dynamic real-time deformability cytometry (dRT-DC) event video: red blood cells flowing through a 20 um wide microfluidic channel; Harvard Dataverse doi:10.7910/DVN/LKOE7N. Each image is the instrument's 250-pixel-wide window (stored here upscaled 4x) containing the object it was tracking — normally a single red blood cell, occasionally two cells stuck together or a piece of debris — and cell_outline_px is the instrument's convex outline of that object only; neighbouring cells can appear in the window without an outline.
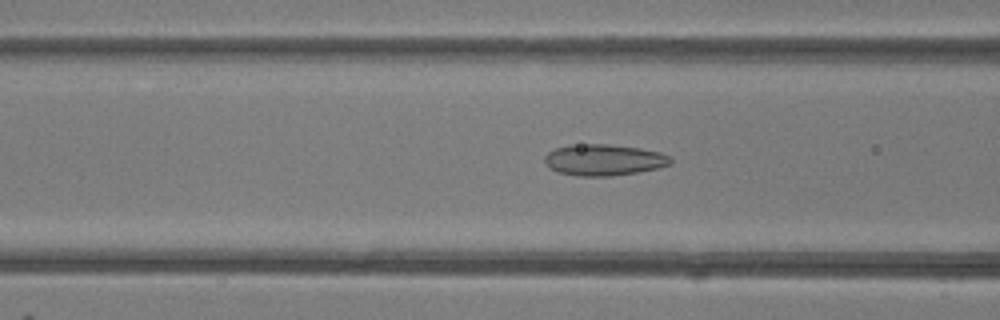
{"species": "common noctule bat (a hibernating species)", "species_latin": "Nyctalus noctula", "temperature_condition": "room temperature", "stored_images_in_passage": 48, "camera_frame_rate_fps": 3000, "um_per_image_px": 0.085, "animal": {"sex": "female"}, "frame": {"image": 1, "passage_image": 18, "time_ms": 5.667, "image_size_px": [1000, 320], "cell_outline_px": [[672, 164], [660, 168], [612, 176], [576, 176], [560, 172], [548, 168], [544, 164], [544, 156], [548, 152], [556, 148], [568, 144], [608, 144], [640, 148], [660, 152], [672, 156]], "centroid_in_image_um": [51.33, 13.59], "position_along_channel_um": 115.3, "area_um2": 23.29}}
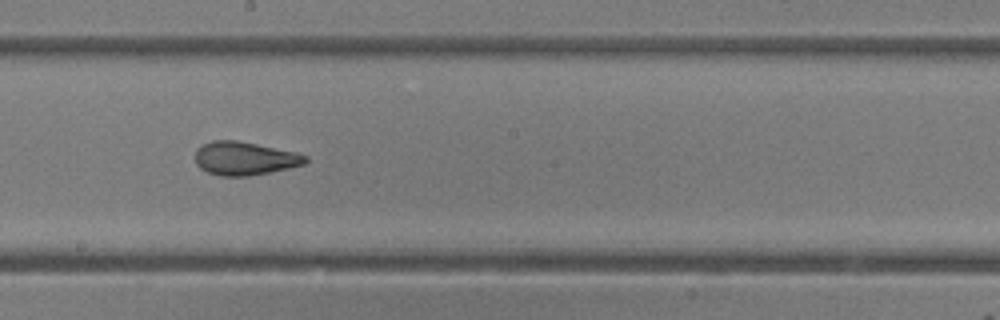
{"frame": {"image": 2, "passage_image": 26, "time_ms": 8.333, "image_size_px": [1000, 320], "cell_outline_px": [[308, 160], [304, 164], [288, 168], [248, 176], [220, 176], [208, 172], [200, 168], [196, 164], [196, 148], [200, 144], [212, 140], [236, 140], [296, 152], [308, 156]], "centroid_in_image_um": [20.76, 13.45], "position_along_channel_um": 227.4, "area_um2": 21.44}}
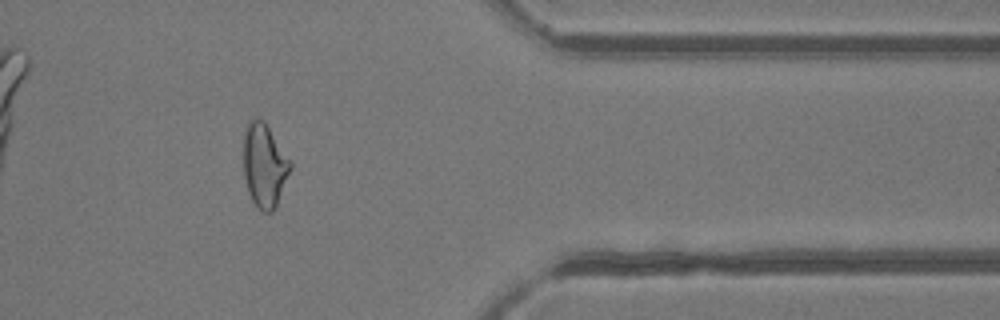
{"frame": {"image": 3, "passage_image": 39, "time_ms": 12.667, "image_size_px": [1000, 320], "cell_outline_px": [[292, 168], [276, 204], [272, 212], [264, 212], [252, 200], [248, 192], [244, 176], [244, 132], [248, 120], [264, 120], [292, 164]], "centroid_in_image_um": [22.46, 14.05], "position_along_channel_um": 388.9, "area_um2": 22.37}, "authors_computed_cell_mechanics": {"area_um2": 23.6113, "velocity_mm_per_s": 4.1942, "shape_relaxation_time_tau1_ms": 8.2607, "shape_relaxation_time_tau2_ms": 1.3805, "deformation_change_tau1": 0.1661, "deformation_change_tau2": 0.0782}}